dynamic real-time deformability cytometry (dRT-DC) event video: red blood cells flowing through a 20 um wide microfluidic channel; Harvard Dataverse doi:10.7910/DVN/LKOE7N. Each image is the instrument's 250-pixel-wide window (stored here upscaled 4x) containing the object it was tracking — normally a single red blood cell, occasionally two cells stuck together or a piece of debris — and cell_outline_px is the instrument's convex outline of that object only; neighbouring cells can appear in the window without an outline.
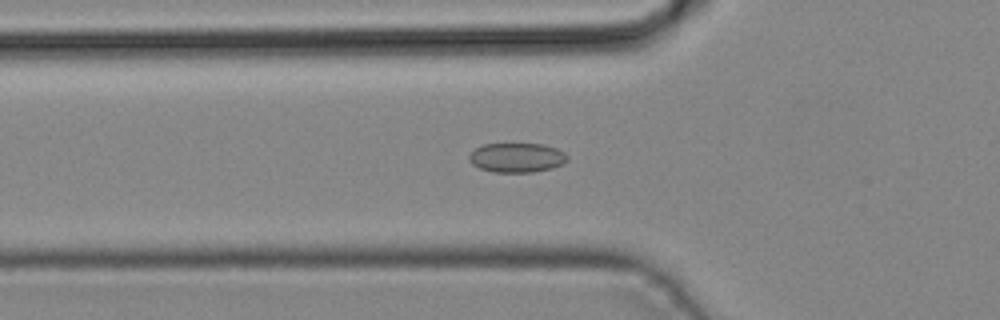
{"species": "common noctule bat (a hibernating species)", "species_latin": "Nyctalus noctula", "temperature_condition": "cold", "stored_images_in_passage": 38, "camera_frame_rate_fps": 3000, "um_per_image_px": 0.085, "animal": {"sex": "male", "body_mass_g": 19.2, "forearm_length_mm": 51.8}, "frame": {"image": 1, "passage_image": 10, "time_ms": 3.0, "image_size_px": [1000, 320], "cell_outline_px": [[568, 160], [552, 168], [532, 172], [492, 172], [480, 168], [472, 164], [468, 160], [468, 156], [476, 148], [484, 144], [544, 144], [556, 148], [564, 152], [568, 156]], "centroid_in_image_um": [43.92, 13.4], "position_along_channel_um": 81.9, "area_um2": 16.82}}
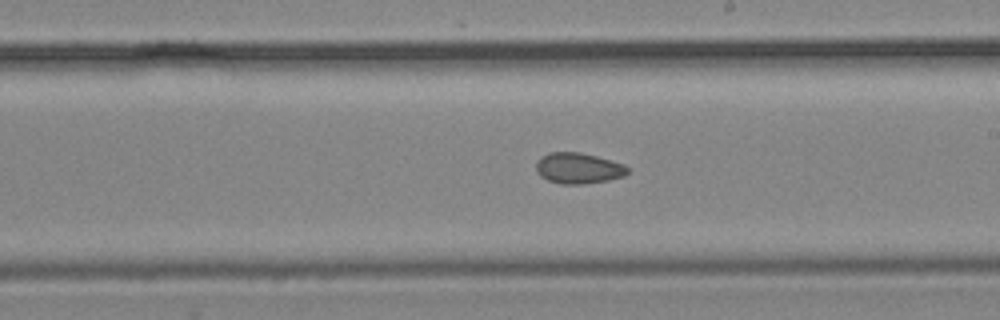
{"frame": {"image": 2, "passage_image": 20, "time_ms": 6.333, "image_size_px": [1000, 320], "cell_outline_px": [[628, 172], [624, 176], [608, 180], [580, 184], [560, 184], [548, 180], [540, 176], [536, 172], [536, 164], [540, 156], [548, 152], [580, 152], [596, 156], [624, 164], [628, 168]], "centroid_in_image_um": [49.13, 14.29], "position_along_channel_um": 239.9, "area_um2": 16.47}}
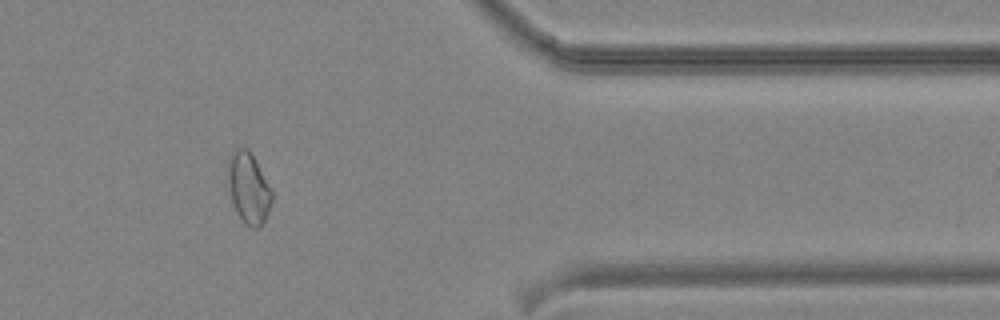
{"frame": {"image": 3, "passage_image": 31, "time_ms": 10.0, "image_size_px": [1000, 320], "cell_outline_px": [[272, 200], [268, 212], [260, 228], [252, 228], [244, 224], [236, 212], [232, 200], [228, 180], [228, 156], [236, 148], [248, 148], [272, 188]], "centroid_in_image_um": [21.13, 15.99], "position_along_channel_um": 390.3, "area_um2": 18.21}}